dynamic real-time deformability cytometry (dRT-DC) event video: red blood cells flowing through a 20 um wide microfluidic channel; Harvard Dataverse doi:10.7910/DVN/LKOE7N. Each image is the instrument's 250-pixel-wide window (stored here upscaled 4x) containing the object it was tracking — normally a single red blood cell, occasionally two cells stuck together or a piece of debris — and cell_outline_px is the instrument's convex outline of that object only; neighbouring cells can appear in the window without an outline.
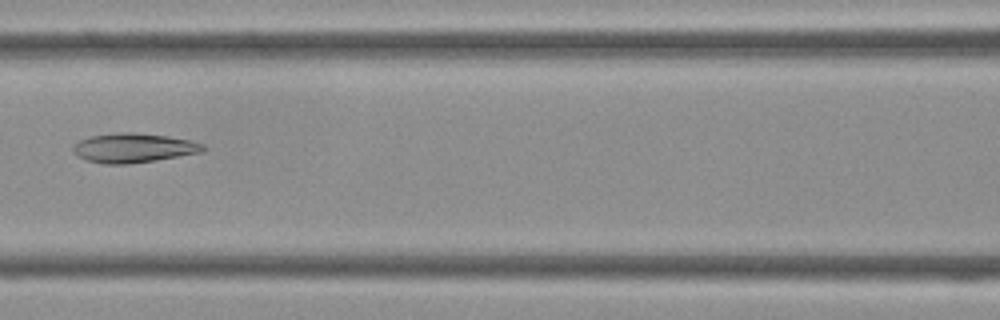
{"species": "Egyptian fruit bat (a non-hibernating species)", "species_latin": "Rousettus aegyptiacus", "temperature_condition": "cold", "stored_images_in_passage": 43, "camera_frame_rate_fps": 3000, "um_per_image_px": 0.085, "frame": {"image": 1, "passage_image": 19, "time_ms": 6.0, "image_size_px": [1000, 320], "cell_outline_px": [[204, 152], [156, 160], [128, 164], [104, 164], [84, 160], [76, 156], [72, 152], [72, 144], [80, 140], [92, 136], [116, 132], [136, 132], [168, 136], [192, 140], [204, 144]], "centroid_in_image_um": [11.32, 12.57], "position_along_channel_um": 155.3, "area_um2": 22.6}}
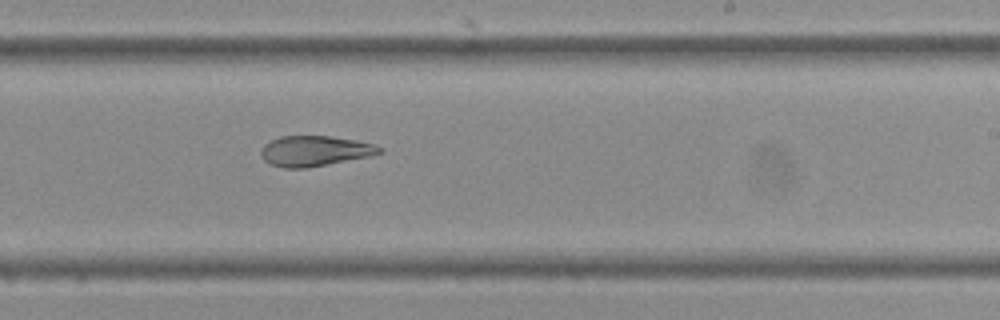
{"frame": {"image": 2, "passage_image": 26, "time_ms": 8.333, "image_size_px": [1000, 320], "cell_outline_px": [[384, 152], [372, 156], [304, 168], [284, 168], [272, 164], [264, 160], [260, 156], [260, 148], [264, 144], [280, 136], [332, 136], [356, 140], [372, 144], [380, 148]], "centroid_in_image_um": [26.73, 12.83], "position_along_channel_um": 262.3, "area_um2": 20.92}}
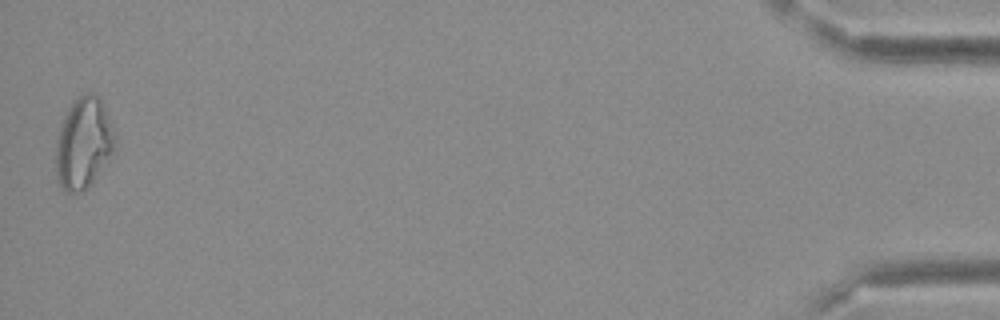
{"frame": {"image": 3, "passage_image": 43, "time_ms": 14.0, "image_size_px": [1000, 320], "cell_outline_px": [[116, 148], [92, 184], [80, 192], [64, 192], [56, 176], [56, 140], [60, 124], [68, 108], [84, 92], [92, 92], [100, 96], [104, 104], [116, 132]], "centroid_in_image_um": [7.13, 12.15], "position_along_channel_um": 428.1, "area_um2": 31.96}}